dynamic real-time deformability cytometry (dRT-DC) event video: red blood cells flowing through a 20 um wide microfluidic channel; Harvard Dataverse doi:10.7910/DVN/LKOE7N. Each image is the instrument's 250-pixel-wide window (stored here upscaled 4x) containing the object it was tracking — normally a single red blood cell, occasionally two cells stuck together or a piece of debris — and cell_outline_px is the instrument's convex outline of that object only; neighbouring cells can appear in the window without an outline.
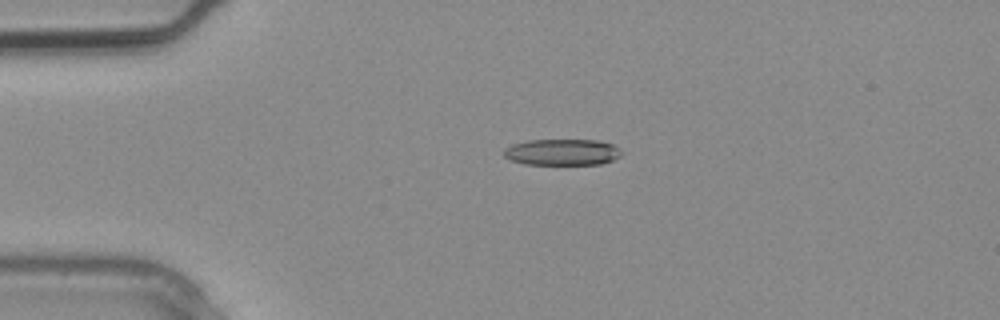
{"species": "common noctule bat (a hibernating species)", "species_latin": "Nyctalus noctula", "temperature_condition": "warm", "stored_images_in_passage": 6, "camera_frame_rate_fps": 3000, "um_per_image_px": 0.085, "animal": {"sex": "male", "body_mass_g": 20.4}, "frame": {"image": 1, "passage_image": 2, "time_ms": 0.333, "image_size_px": [1000, 320], "cell_outline_px": [[624, 152], [620, 156], [612, 160], [600, 164], [524, 164], [512, 160], [504, 156], [504, 148], [512, 144], [528, 140], [596, 140], [612, 144]], "centroid_in_image_um": [47.79, 12.93], "position_along_channel_um": 37.2, "area_um2": 17.98}}
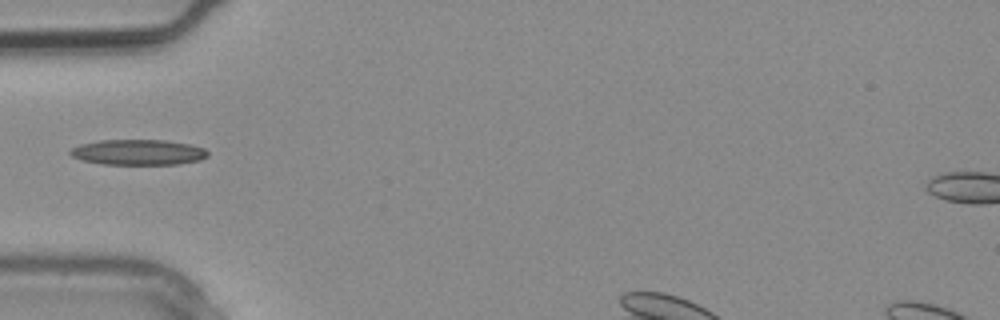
{"frame": {"image": 2, "passage_image": 5, "time_ms": 1.333, "image_size_px": [1000, 320], "cell_outline_px": [[208, 156], [200, 160], [176, 164], [100, 164], [84, 160], [72, 156], [68, 152], [72, 148], [80, 144], [100, 140], [164, 140], [188, 144], [204, 148], [208, 152]], "centroid_in_image_um": [11.74, 12.94], "position_along_channel_um": 73.3, "area_um2": 20.29}}